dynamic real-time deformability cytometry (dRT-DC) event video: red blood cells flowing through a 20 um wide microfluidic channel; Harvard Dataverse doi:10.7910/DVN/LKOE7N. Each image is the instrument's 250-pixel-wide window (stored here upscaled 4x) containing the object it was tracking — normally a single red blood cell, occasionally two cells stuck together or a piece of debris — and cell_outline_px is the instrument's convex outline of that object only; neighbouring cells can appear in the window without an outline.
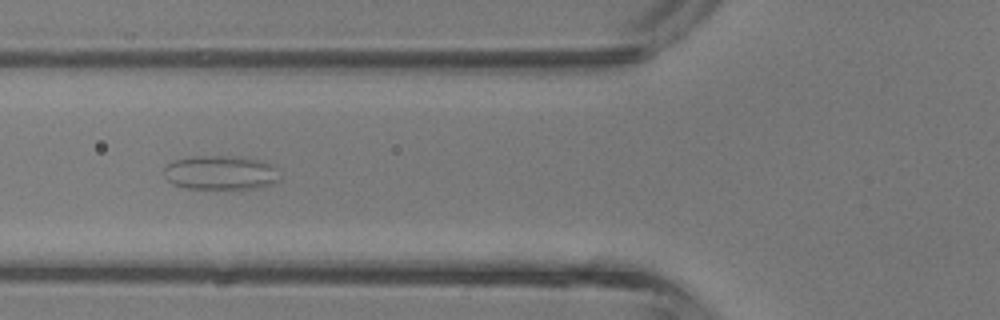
{"species": "common noctule bat (a hibernating species)", "species_latin": "Nyctalus noctula", "temperature_condition": "room temperature", "stored_images_in_passage": 43, "camera_frame_rate_fps": 3000, "um_per_image_px": 0.085, "animal": {"sex": "male", "body_mass_g": 13.3}, "frame": {"image": 1, "passage_image": 16, "time_ms": 5.0, "image_size_px": [1000, 320], "cell_outline_px": [[272, 184], [244, 192], [228, 192], [188, 188], [172, 184], [164, 176], [164, 168], [172, 160], [192, 156], [244, 156], [268, 164], [272, 180]], "centroid_in_image_um": [18.59, 14.74], "position_along_channel_um": 107.2, "area_um2": 23.41}}
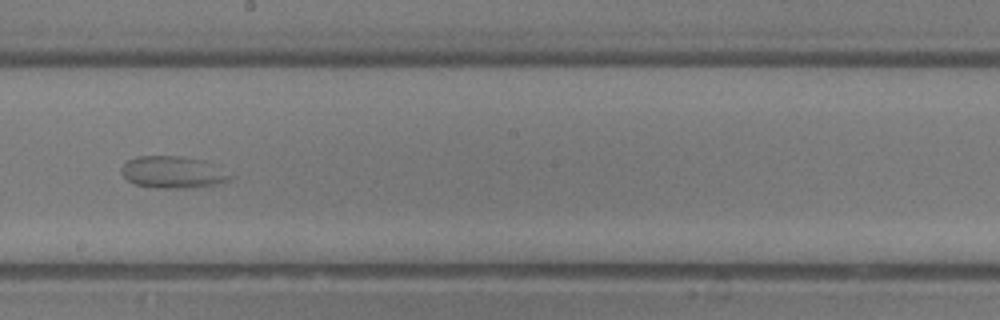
{"frame": {"image": 2, "passage_image": 24, "time_ms": 7.667, "image_size_px": [1000, 320], "cell_outline_px": [[232, 176], [228, 180], [212, 184], [184, 188], [156, 188], [136, 184], [128, 180], [124, 176], [120, 168], [128, 160], [136, 156], [180, 156], [204, 160]], "centroid_in_image_um": [14.62, 14.62], "position_along_channel_um": 233.6, "area_um2": 19.77}}
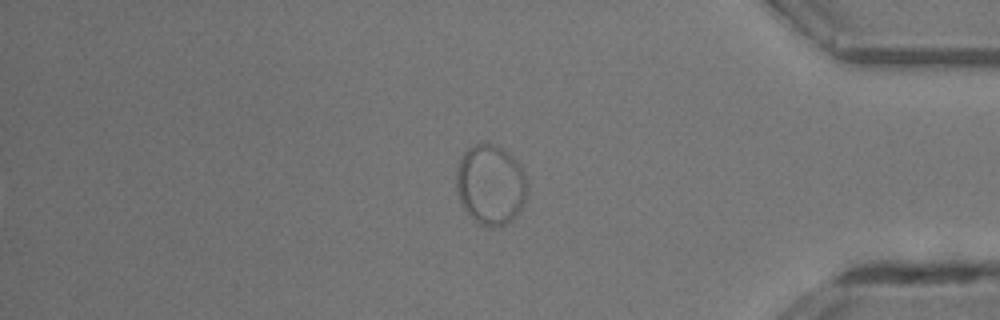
{"frame": {"image": 3, "passage_image": 36, "time_ms": 11.667, "image_size_px": [1000, 320], "cell_outline_px": [[528, 192], [520, 208], [504, 224], [492, 228], [480, 224], [472, 220], [464, 208], [460, 200], [456, 188], [456, 172], [460, 160], [464, 152], [468, 148], [476, 144], [492, 144], [508, 152], [516, 160], [524, 176]], "centroid_in_image_um": [41.66, 15.7], "position_along_channel_um": 393.5, "area_um2": 32.54}}